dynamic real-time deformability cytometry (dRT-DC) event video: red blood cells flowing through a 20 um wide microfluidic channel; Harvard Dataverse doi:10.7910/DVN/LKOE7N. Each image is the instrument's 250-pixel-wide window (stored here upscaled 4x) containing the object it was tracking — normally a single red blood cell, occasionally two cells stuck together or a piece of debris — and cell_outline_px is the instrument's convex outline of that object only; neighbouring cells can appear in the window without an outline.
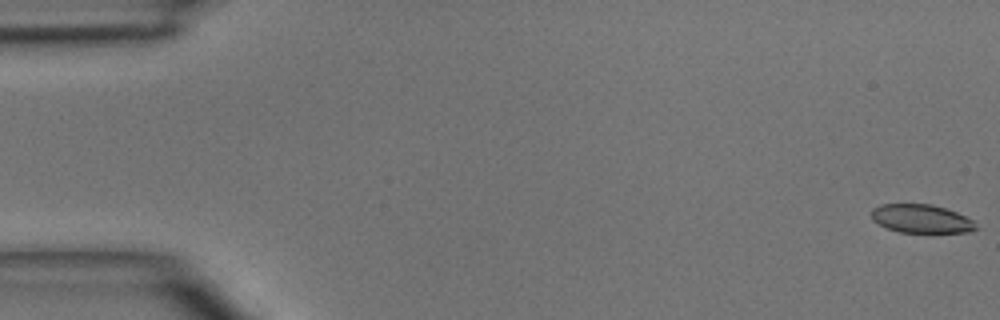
{"species": "common noctule bat (a hibernating species)", "species_latin": "Nyctalus noctula", "temperature_condition": "room temperature", "stored_images_in_passage": 48, "camera_frame_rate_fps": 3000, "um_per_image_px": 0.085, "animal": {"sex": "male", "body_mass_g": 15.6}, "frame": {"image": 1, "passage_image": 1, "time_ms": 0.0, "image_size_px": [1000, 320], "cell_outline_px": [[976, 228], [968, 232], [900, 232], [888, 228], [872, 220], [872, 208], [880, 204], [932, 204], [956, 212], [972, 220]], "centroid_in_image_um": [78.27, 18.58], "position_along_channel_um": 6.7, "area_um2": 17.05}}
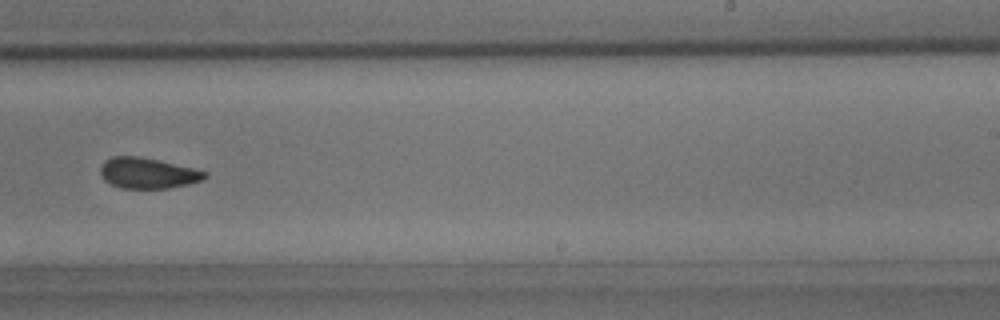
{"frame": {"image": 2, "passage_image": 30, "time_ms": 9.667, "image_size_px": [1000, 320], "cell_outline_px": [[208, 176], [200, 180], [188, 184], [168, 188], [120, 188], [104, 180], [100, 172], [100, 168], [104, 160], [112, 156], [140, 156], [192, 168], [208, 172]], "centroid_in_image_um": [12.52, 14.71], "position_along_channel_um": 276.5, "area_um2": 18.55}}
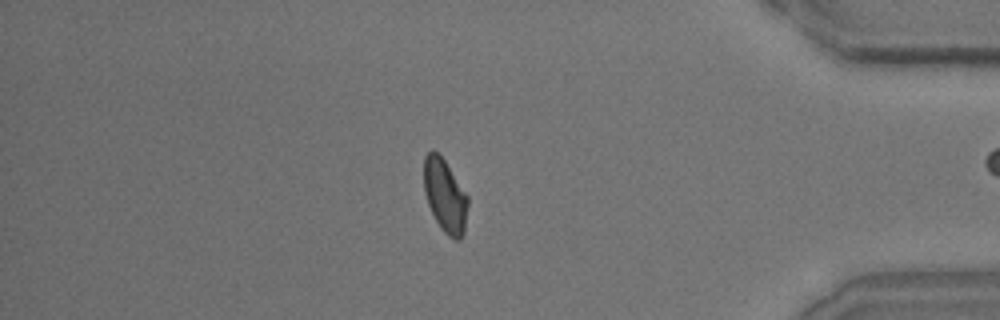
{"frame": {"image": 3, "passage_image": 41, "time_ms": 13.333, "image_size_px": [1000, 320], "cell_outline_px": [[468, 204], [464, 232], [460, 240], [456, 240], [448, 236], [440, 228], [428, 204], [424, 192], [424, 156], [432, 148], [444, 160], [468, 196]], "centroid_in_image_um": [37.82, 16.65], "position_along_channel_um": 397.4, "area_um2": 18.67}}